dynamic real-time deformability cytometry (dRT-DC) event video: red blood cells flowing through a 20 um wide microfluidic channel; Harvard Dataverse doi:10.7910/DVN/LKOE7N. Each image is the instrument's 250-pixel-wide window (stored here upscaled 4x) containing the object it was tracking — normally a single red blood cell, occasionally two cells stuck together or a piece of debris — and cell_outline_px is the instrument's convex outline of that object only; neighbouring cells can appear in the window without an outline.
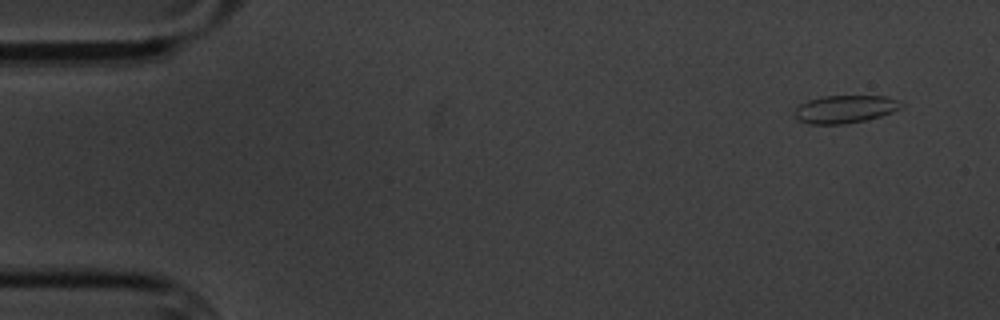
{"species": "common noctule bat (a hibernating species)", "species_latin": "Nyctalus noctula", "temperature_condition": "cold", "stored_images_in_passage": 5, "segment_of_instrument_passage": [1, 2], "camera_frame_rate_fps": 3000, "um_per_image_px": 0.085, "animal": {"sex": "male", "body_mass_g": 20.1, "forearm_length_mm": 53.5}, "frame": {"image": 1, "passage_image": 1, "time_ms": 0.0, "image_size_px": [1000, 320], "cell_outline_px": [[904, 104], [900, 108], [892, 112], [880, 116], [864, 120], [844, 124], [808, 124], [800, 120], [792, 112], [800, 104], [808, 100], [820, 96], [884, 96], [900, 100]], "centroid_in_image_um": [71.82, 9.27], "position_along_channel_um": 13.2, "area_um2": 17.28}}